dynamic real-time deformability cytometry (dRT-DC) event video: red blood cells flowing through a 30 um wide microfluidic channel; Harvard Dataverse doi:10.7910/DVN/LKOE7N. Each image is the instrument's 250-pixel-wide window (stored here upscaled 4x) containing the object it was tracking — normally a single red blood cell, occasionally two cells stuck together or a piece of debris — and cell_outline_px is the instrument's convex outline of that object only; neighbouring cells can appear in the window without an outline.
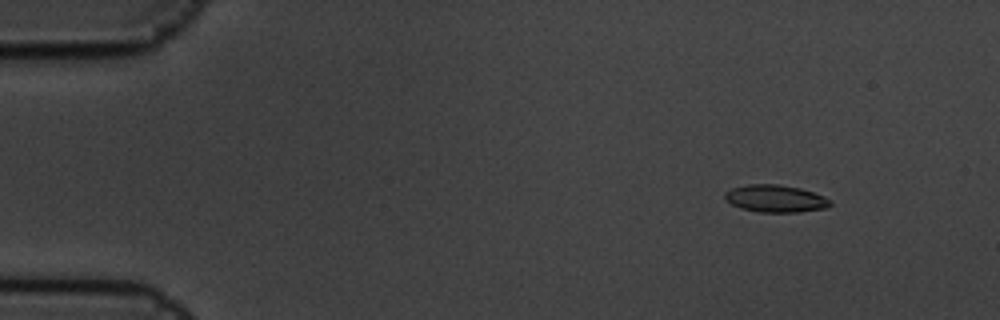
{"species": "common noctule bat (a hibernating species)", "species_latin": "Nyctalus noctula", "temperature_condition": "cold", "stored_images_in_passage": 5, "camera_frame_rate_fps": 3000, "um_per_image_px": 0.085, "animal": {"sex": "male", "body_mass_g": 19.5, "forearm_length_mm": 54.6}, "frame": {"image": 1, "passage_image": 2, "time_ms": 0.333, "image_size_px": [1000, 320], "cell_outline_px": [[832, 204], [824, 208], [800, 212], [760, 212], [740, 208], [724, 200], [724, 192], [732, 188], [748, 184], [776, 184], [800, 188], [824, 196], [832, 200]], "centroid_in_image_um": [65.9, 16.88], "position_along_channel_um": 19.1, "area_um2": 16.82}}
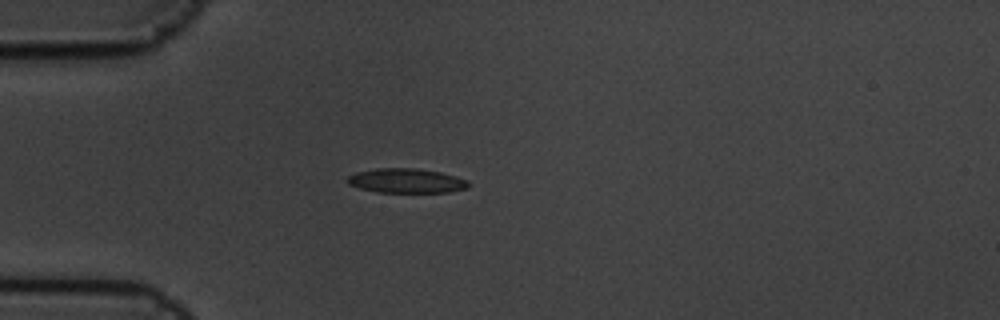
{"frame": {"image": 2, "passage_image": 5, "time_ms": 1.333, "image_size_px": [1000, 320], "cell_outline_px": [[468, 188], [448, 192], [376, 192], [360, 188], [348, 184], [344, 180], [348, 176], [356, 172], [376, 168], [412, 168], [440, 172], [456, 176], [468, 180]], "centroid_in_image_um": [34.5, 15.36], "position_along_channel_um": 50.5, "area_um2": 17.28}}